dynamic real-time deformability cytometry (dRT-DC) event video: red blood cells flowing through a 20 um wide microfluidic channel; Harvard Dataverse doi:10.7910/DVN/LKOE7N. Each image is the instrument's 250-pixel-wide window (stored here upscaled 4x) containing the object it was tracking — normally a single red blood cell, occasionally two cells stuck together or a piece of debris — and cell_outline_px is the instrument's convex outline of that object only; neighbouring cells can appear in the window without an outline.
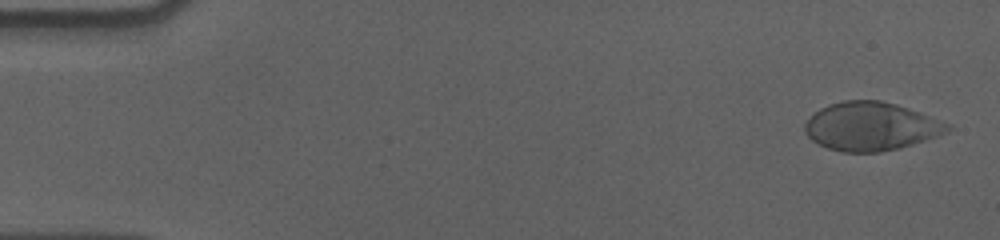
{"species": "human", "species_latin": "Homo sapiens", "temperature_condition": "cold", "stored_images_in_passage": 57, "camera_frame_rate_fps": 3000, "um_per_image_px": 0.085, "donor": {"sex": "male"}, "frame": {"image": 1, "passage_image": 2, "time_ms": 0.333, "image_size_px": [1000, 240], "cell_outline_px": [[952, 128], [948, 132], [900, 148], [880, 152], [844, 152], [828, 148], [812, 140], [804, 132], [804, 124], [820, 108], [828, 104], [844, 100], [880, 100], [896, 104], [908, 108], [952, 124]], "centroid_in_image_um": [74.04, 10.74], "position_along_channel_um": 11.0, "area_um2": 40.17}}
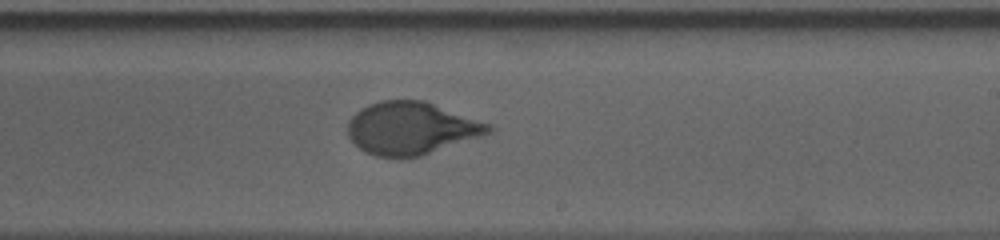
{"frame": {"image": 2, "passage_image": 34, "time_ms": 11.0, "image_size_px": [1000, 240], "cell_outline_px": [[496, 128], [492, 132], [484, 136], [420, 156], [400, 160], [376, 156], [364, 152], [352, 144], [348, 136], [348, 120], [360, 108], [368, 104], [384, 100], [424, 100], [492, 124]], "centroid_in_image_um": [34.96, 10.93], "position_along_channel_um": 254.0, "area_um2": 44.1}}
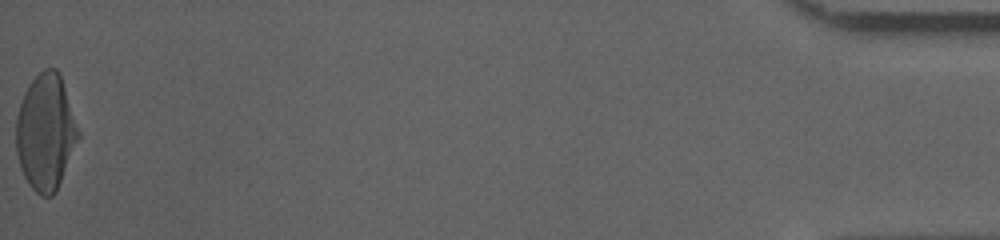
{"frame": {"image": 3, "passage_image": 57, "time_ms": 18.667, "image_size_px": [1000, 240], "cell_outline_px": [[80, 136], [56, 192], [52, 196], [40, 196], [28, 184], [20, 168], [16, 152], [16, 116], [24, 92], [28, 84], [44, 68], [56, 68], [60, 72], [80, 132]], "centroid_in_image_um": [3.88, 11.23], "position_along_channel_um": 431.3, "area_um2": 42.31}, "authors_computed_cell_mechanics": {"area_um2": 41.9628, "velocity_mm_per_s": 3.5627, "shape_relaxation_time_tau1_ms": 5.7842, "shape_relaxation_time_tau2_ms": null, "deformation_change_tau1": 0.2079, "deformation_change_tau2": null}}